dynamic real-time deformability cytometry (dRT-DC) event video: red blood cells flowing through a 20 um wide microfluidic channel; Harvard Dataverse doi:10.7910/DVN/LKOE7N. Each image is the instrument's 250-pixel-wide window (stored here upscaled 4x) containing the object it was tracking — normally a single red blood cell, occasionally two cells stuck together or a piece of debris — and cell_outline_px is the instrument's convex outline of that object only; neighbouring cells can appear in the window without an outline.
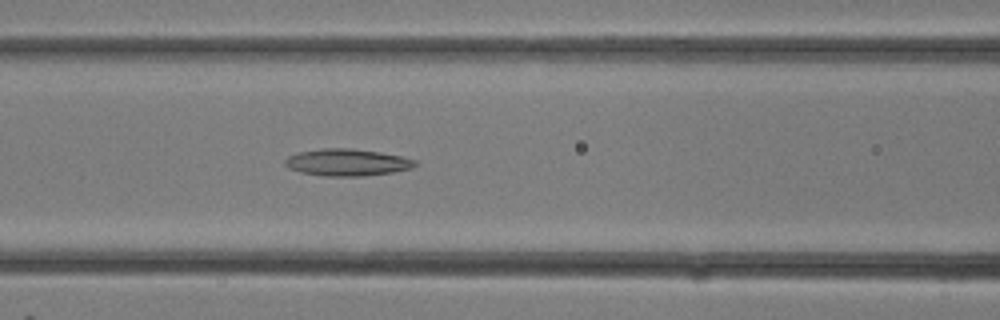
{"species": "common noctule bat (a hibernating species)", "species_latin": "Nyctalus noctula", "temperature_condition": "room temperature", "stored_images_in_passage": 5, "camera_frame_rate_fps": 3000, "um_per_image_px": 0.085, "animal": {"sex": "female"}, "frame": {"image": 1, "passage_image": 5, "time_ms": 1.333, "image_size_px": [1000, 320], "cell_outline_px": [[416, 164], [412, 168], [392, 172], [364, 176], [324, 176], [300, 172], [288, 168], [284, 164], [284, 160], [288, 156], [296, 152], [320, 148], [352, 148], [380, 152], [400, 156], [416, 160]], "centroid_in_image_um": [29.45, 13.79], "position_along_channel_um": 137.1, "area_um2": 20.58}}